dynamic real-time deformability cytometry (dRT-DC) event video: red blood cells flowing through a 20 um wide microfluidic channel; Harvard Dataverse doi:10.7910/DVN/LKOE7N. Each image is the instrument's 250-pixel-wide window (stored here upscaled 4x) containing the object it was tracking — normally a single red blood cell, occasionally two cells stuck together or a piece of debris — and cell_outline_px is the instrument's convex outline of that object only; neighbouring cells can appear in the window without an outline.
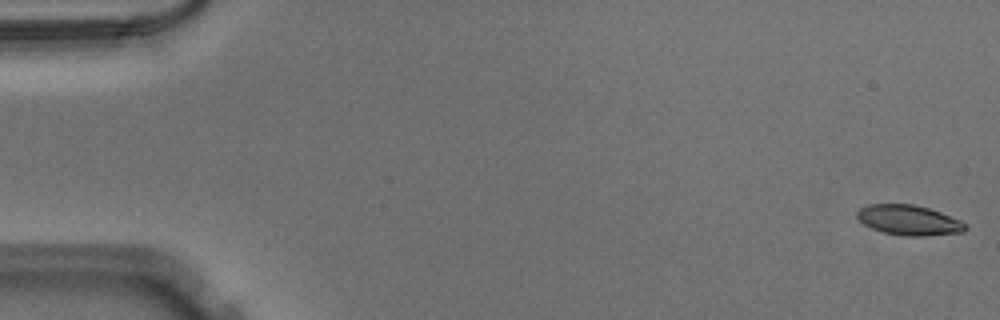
{"species": "Egyptian fruit bat (a non-hibernating species)", "species_latin": "Rousettus aegyptiacus", "temperature_condition": "warm", "stored_images_in_passage": 51, "camera_frame_rate_fps": 3000, "um_per_image_px": 0.085, "animal": {"sex": "male"}, "frame": {"image": 1, "passage_image": 1, "time_ms": 0.0, "image_size_px": [1000, 320], "cell_outline_px": [[968, 228], [964, 232], [924, 236], [904, 236], [884, 232], [872, 228], [864, 224], [856, 216], [856, 212], [860, 208], [868, 204], [912, 204], [928, 208], [940, 212], [960, 220], [968, 224]], "centroid_in_image_um": [77.28, 18.71], "position_along_channel_um": 7.7, "area_um2": 19.02}}
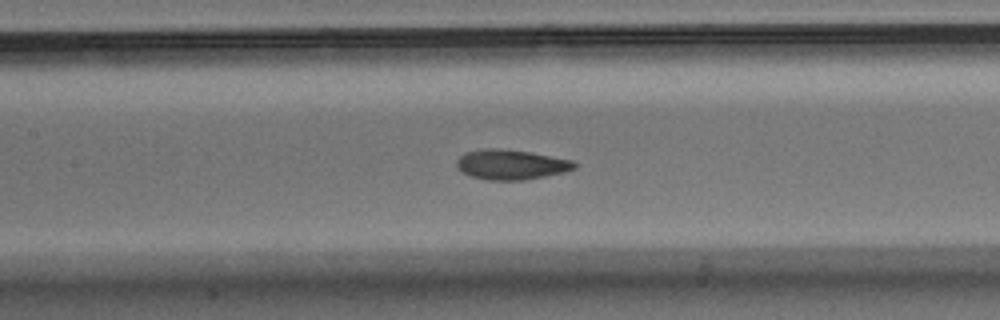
{"frame": {"image": 2, "passage_image": 24, "time_ms": 7.667, "image_size_px": [1000, 320], "cell_outline_px": [[576, 168], [564, 172], [524, 180], [488, 180], [472, 176], [464, 172], [456, 164], [456, 160], [464, 152], [484, 148], [500, 148], [528, 152], [572, 160], [576, 164]], "centroid_in_image_um": [43.43, 13.98], "position_along_channel_um": 164.0, "area_um2": 20.35}}
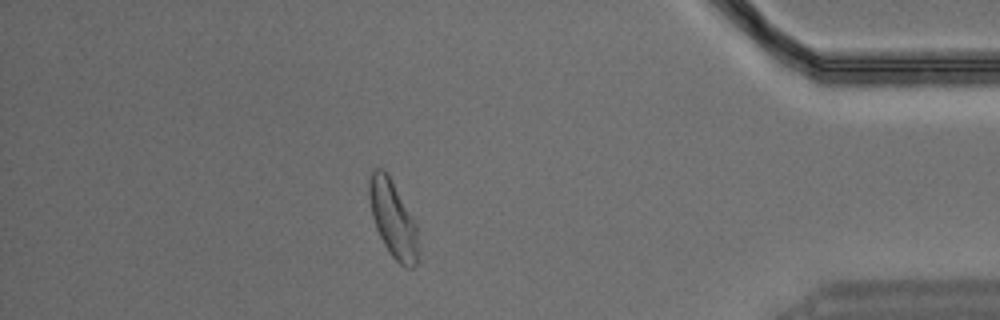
{"frame": {"image": 3, "passage_image": 45, "time_ms": 14.667, "image_size_px": [1000, 320], "cell_outline_px": [[416, 264], [412, 268], [408, 268], [400, 264], [392, 256], [384, 244], [376, 228], [372, 216], [368, 196], [368, 180], [372, 168], [384, 168], [416, 224]], "centroid_in_image_um": [33.34, 18.56], "position_along_channel_um": 401.9, "area_um2": 21.39}}